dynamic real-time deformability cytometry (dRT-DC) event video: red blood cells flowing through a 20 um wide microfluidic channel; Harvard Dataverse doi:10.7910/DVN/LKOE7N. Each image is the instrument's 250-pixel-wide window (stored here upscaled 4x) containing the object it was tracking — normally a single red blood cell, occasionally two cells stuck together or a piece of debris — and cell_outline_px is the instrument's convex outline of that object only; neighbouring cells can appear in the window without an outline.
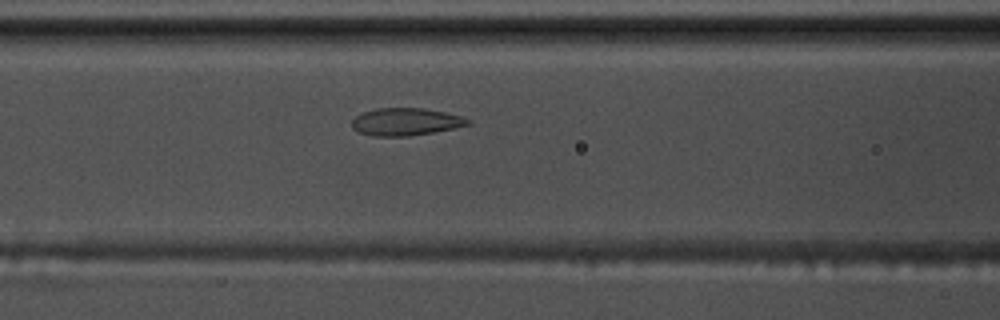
{"species": "common noctule bat (a hibernating species)", "species_latin": "Nyctalus noctula", "temperature_condition": "warm", "stored_images_in_passage": 43, "camera_frame_rate_fps": 3000, "um_per_image_px": 0.085, "animal": {"sex": "male", "body_mass_g": 17.5, "forearm_length_mm": 52.3}, "frame": {"image": 1, "passage_image": 12, "time_ms": 3.667, "image_size_px": [1000, 320], "cell_outline_px": [[468, 124], [452, 128], [432, 132], [408, 136], [372, 136], [356, 132], [352, 128], [352, 120], [356, 116], [364, 112], [376, 108], [424, 108], [444, 112], [460, 116], [468, 120]], "centroid_in_image_um": [34.39, 10.35], "position_along_channel_um": 132.2, "area_um2": 18.32}}
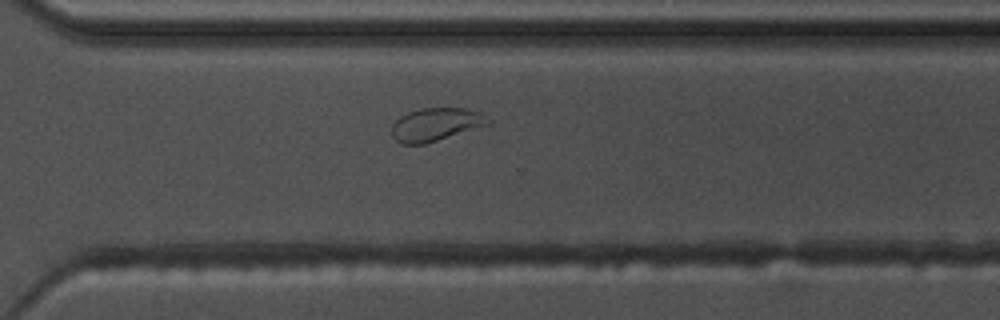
{"frame": {"image": 2, "passage_image": 29, "time_ms": 9.333, "image_size_px": [1000, 320], "cell_outline_px": [[492, 124], [424, 144], [400, 144], [392, 136], [392, 124], [400, 116], [408, 112], [424, 108], [464, 108], [480, 112], [492, 120]], "centroid_in_image_um": [37.07, 10.58], "position_along_channel_um": 333.5, "area_um2": 18.67}}
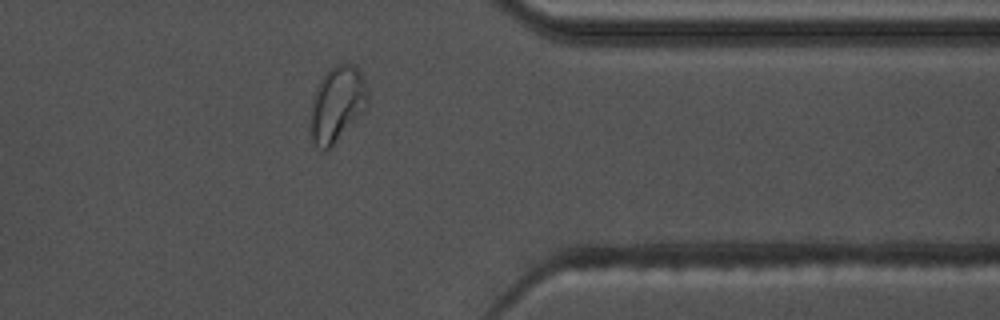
{"frame": {"image": 3, "passage_image": 34, "time_ms": 11.0, "image_size_px": [1000, 320], "cell_outline_px": [[368, 104], [364, 112], [324, 152], [316, 148], [312, 140], [312, 100], [316, 88], [320, 80], [328, 68], [336, 64], [352, 64], [364, 76], [368, 88]], "centroid_in_image_um": [28.68, 8.81], "position_along_channel_um": 382.7, "area_um2": 25.03}}